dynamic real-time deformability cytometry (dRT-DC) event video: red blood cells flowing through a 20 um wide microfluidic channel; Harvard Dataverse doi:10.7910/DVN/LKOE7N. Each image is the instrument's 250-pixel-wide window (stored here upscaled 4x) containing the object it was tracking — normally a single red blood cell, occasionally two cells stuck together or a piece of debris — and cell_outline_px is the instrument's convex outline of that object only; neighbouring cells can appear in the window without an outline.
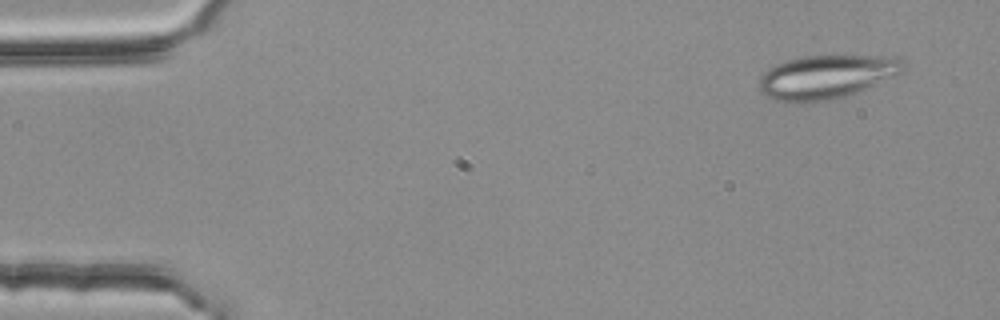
{"species": "common noctule bat (a hibernating species)", "species_latin": "Nyctalus noctula", "temperature_condition": "room temperature", "stored_images_in_passage": 3, "camera_frame_rate_fps": 3000, "um_per_image_px": 0.085, "animal": {"sex": "female", "body_mass_g": 25.1}, "frame": {"image": 1, "passage_image": 1, "time_ms": 0.0, "image_size_px": [1000, 320], "cell_outline_px": [[904, 68], [896, 76], [856, 92], [844, 96], [824, 100], [772, 100], [764, 96], [760, 92], [760, 76], [768, 68], [776, 64], [788, 60], [804, 56], [896, 56], [904, 60]], "centroid_in_image_um": [70.26, 6.5], "position_along_channel_um": 14.7, "area_um2": 36.07}}